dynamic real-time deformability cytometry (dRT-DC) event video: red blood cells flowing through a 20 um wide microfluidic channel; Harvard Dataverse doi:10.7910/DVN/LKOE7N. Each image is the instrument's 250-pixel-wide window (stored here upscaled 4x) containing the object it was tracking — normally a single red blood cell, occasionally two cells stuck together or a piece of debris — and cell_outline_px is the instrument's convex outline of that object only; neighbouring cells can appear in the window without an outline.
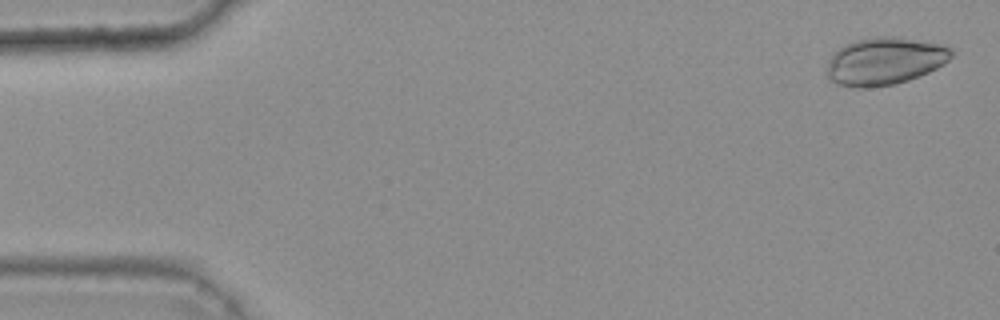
{"species": "common noctule bat (a hibernating species)", "species_latin": "Nyctalus noctula", "temperature_condition": "warm", "stored_images_in_passage": 48, "camera_frame_rate_fps": 3000, "um_per_image_px": 0.085, "animal": {"sex": "female", "body_mass_g": 25.1}, "frame": {"image": 1, "passage_image": 2, "time_ms": 0.333, "image_size_px": [1000, 320], "cell_outline_px": [[952, 56], [944, 64], [928, 72], [908, 80], [892, 84], [864, 88], [852, 88], [836, 84], [828, 80], [828, 60], [832, 52], [856, 40], [876, 36], [888, 36], [940, 44], [952, 48]], "centroid_in_image_um": [75.16, 5.21], "position_along_channel_um": 9.8, "area_um2": 34.28}}
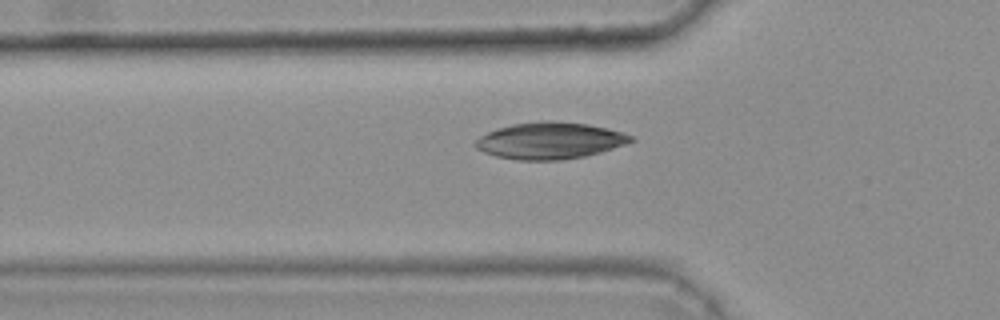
{"frame": {"image": 2, "passage_image": 18, "time_ms": 5.667, "image_size_px": [1000, 320], "cell_outline_px": [[636, 140], [600, 152], [584, 156], [560, 160], [516, 160], [496, 156], [484, 152], [476, 148], [472, 144], [480, 136], [496, 128], [512, 124], [544, 120], [556, 120], [588, 124], [608, 128], [632, 136]], "centroid_in_image_um": [46.7, 11.94], "position_along_channel_um": 79.1, "area_um2": 33.29}}
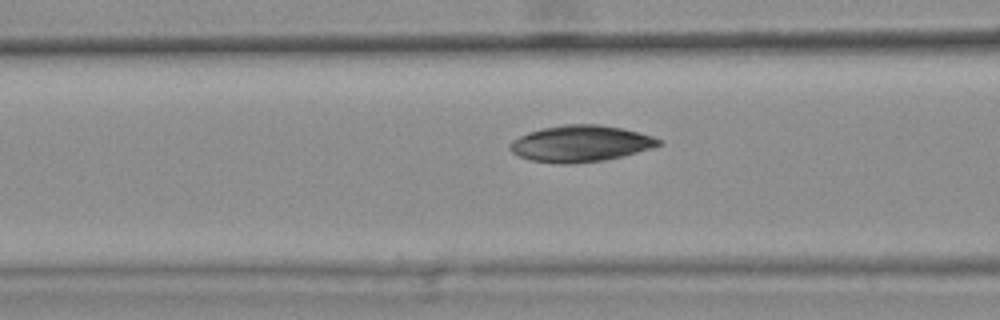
{"frame": {"image": 3, "passage_image": 21, "time_ms": 6.667, "image_size_px": [1000, 320], "cell_outline_px": [[664, 144], [652, 148], [604, 160], [568, 164], [560, 164], [532, 160], [520, 156], [512, 152], [508, 148], [508, 144], [512, 140], [528, 132], [544, 128], [564, 124], [600, 124], [640, 132], [664, 140]], "centroid_in_image_um": [49.36, 12.2], "position_along_channel_um": 117.2, "area_um2": 31.5}}